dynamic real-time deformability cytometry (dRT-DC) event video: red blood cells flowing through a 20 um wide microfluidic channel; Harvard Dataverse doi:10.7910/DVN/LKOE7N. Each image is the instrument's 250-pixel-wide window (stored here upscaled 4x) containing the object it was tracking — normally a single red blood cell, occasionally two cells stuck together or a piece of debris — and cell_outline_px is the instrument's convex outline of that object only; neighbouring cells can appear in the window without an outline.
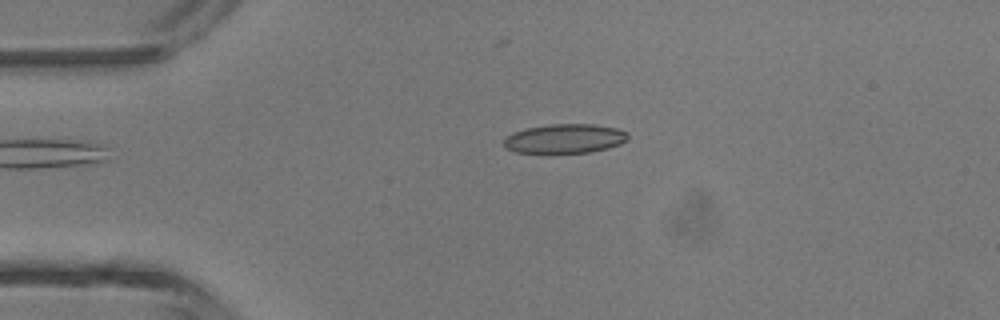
{"species": "common noctule bat (a hibernating species)", "species_latin": "Nyctalus noctula", "temperature_condition": "room temperature", "stored_images_in_passage": 4, "camera_frame_rate_fps": 3000, "um_per_image_px": 0.085, "animal": {"sex": "male", "body_mass_g": 13.3}, "frame": {"image": 1, "passage_image": 2, "time_ms": 1.0, "image_size_px": [1000, 320], "cell_outline_px": [[628, 140], [620, 144], [608, 148], [592, 152], [548, 156], [516, 152], [508, 148], [504, 144], [504, 140], [512, 132], [528, 128], [552, 124], [592, 124], [616, 128], [628, 132]], "centroid_in_image_um": [48.01, 11.83], "position_along_channel_um": 37.0, "area_um2": 21.96}}
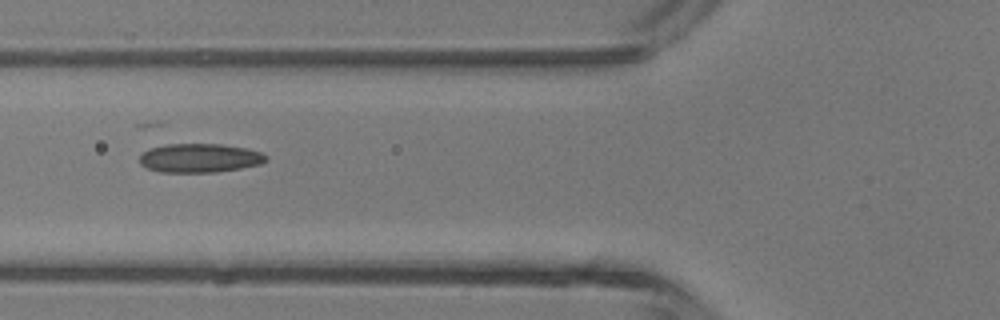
{"frame": {"image": 2, "passage_image": 4, "time_ms": 3.333, "image_size_px": [1000, 320], "cell_outline_px": [[268, 160], [260, 164], [240, 168], [216, 172], [160, 172], [148, 168], [140, 164], [140, 152], [148, 148], [168, 144], [220, 144], [248, 148], [260, 152], [268, 156]], "centroid_in_image_um": [16.96, 13.42], "position_along_channel_um": 108.8, "area_um2": 21.44}}